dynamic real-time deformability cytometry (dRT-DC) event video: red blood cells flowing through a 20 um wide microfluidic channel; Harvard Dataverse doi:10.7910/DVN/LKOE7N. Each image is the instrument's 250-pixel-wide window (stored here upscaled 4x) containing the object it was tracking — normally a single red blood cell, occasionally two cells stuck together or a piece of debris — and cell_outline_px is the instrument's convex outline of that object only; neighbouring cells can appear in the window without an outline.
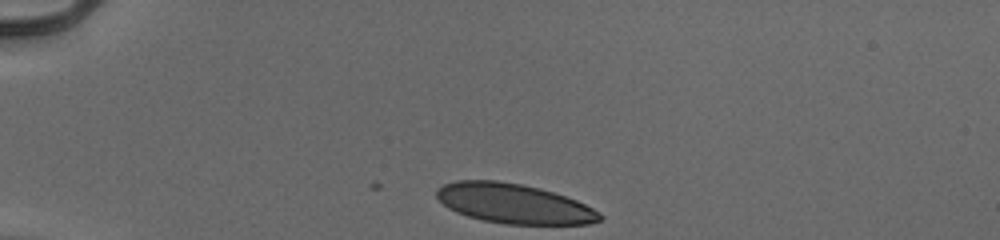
{"species": "human", "species_latin": "Homo sapiens", "temperature_condition": "cold", "stored_images_in_passage": 33, "camera_frame_rate_fps": 3000, "um_per_image_px": 0.085, "donor": {"sex": "male"}, "frame": {"image": 1, "passage_image": 1, "time_ms": 0.0, "image_size_px": [1000, 240], "cell_outline_px": [[604, 216], [600, 220], [588, 224], [504, 224], [484, 220], [468, 216], [456, 212], [448, 208], [436, 196], [436, 188], [444, 184], [456, 180], [496, 180], [520, 184], [540, 188], [576, 200], [600, 212]], "centroid_in_image_um": [43.66, 17.3], "position_along_channel_um": 41.3, "area_um2": 37.63}}
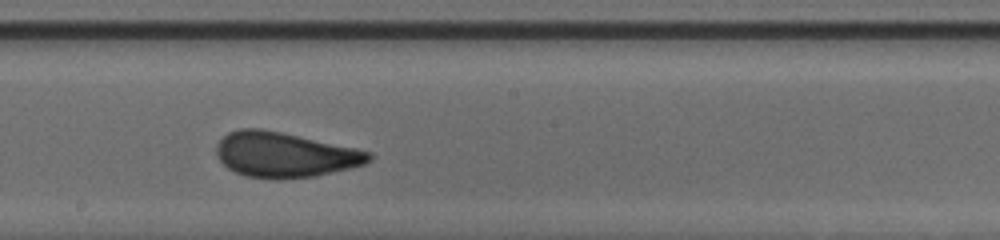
{"frame": {"image": 2, "passage_image": 19, "time_ms": 6.0, "image_size_px": [1000, 240], "cell_outline_px": [[372, 160], [364, 164], [352, 168], [312, 176], [276, 180], [244, 176], [228, 168], [216, 156], [216, 144], [228, 132], [240, 128], [260, 128], [280, 132], [356, 148], [372, 152]], "centroid_in_image_um": [24.19, 13.16], "position_along_channel_um": 224.0, "area_um2": 40.11}}
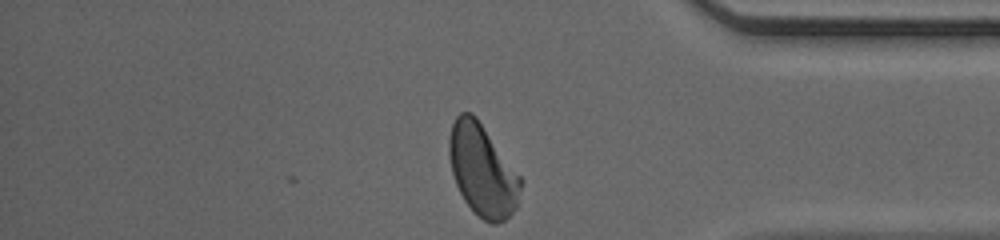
{"frame": {"image": 3, "passage_image": 33, "time_ms": 10.667, "image_size_px": [1000, 240], "cell_outline_px": [[524, 180], [516, 208], [504, 220], [496, 224], [492, 224], [484, 220], [464, 200], [456, 184], [452, 172], [448, 152], [448, 140], [452, 124], [456, 116], [460, 112], [472, 112], [476, 116]], "centroid_in_image_um": [41.02, 14.45], "position_along_channel_um": 394.2, "area_um2": 38.26}, "authors_computed_cell_mechanics": {"area_um2": 39.4196, "velocity_mm_per_s": 3.9426, "shape_relaxation_time_tau1_ms": 5.239, "shape_relaxation_time_tau2_ms": null, "deformation_change_tau1": 0.1482, "deformation_change_tau2": null}}